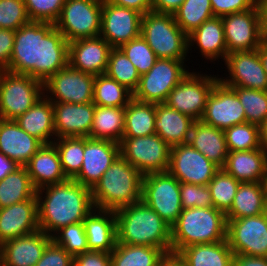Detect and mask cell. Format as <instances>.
Wrapping results in <instances>:
<instances>
[{"mask_svg":"<svg viewBox=\"0 0 267 266\" xmlns=\"http://www.w3.org/2000/svg\"><path fill=\"white\" fill-rule=\"evenodd\" d=\"M69 42L54 23L30 21L15 31L13 51L5 69L28 74L43 83L68 65Z\"/></svg>","mask_w":267,"mask_h":266,"instance_id":"6da1fadb","label":"cell"},{"mask_svg":"<svg viewBox=\"0 0 267 266\" xmlns=\"http://www.w3.org/2000/svg\"><path fill=\"white\" fill-rule=\"evenodd\" d=\"M45 190L43 200L40 195ZM36 197L39 230L50 237L63 227L83 222L95 209L91 189L74 179L43 186L37 189Z\"/></svg>","mask_w":267,"mask_h":266,"instance_id":"7a4b0ae2","label":"cell"},{"mask_svg":"<svg viewBox=\"0 0 267 266\" xmlns=\"http://www.w3.org/2000/svg\"><path fill=\"white\" fill-rule=\"evenodd\" d=\"M117 242L154 246L171 254V226L143 200L115 211Z\"/></svg>","mask_w":267,"mask_h":266,"instance_id":"3957f363","label":"cell"},{"mask_svg":"<svg viewBox=\"0 0 267 266\" xmlns=\"http://www.w3.org/2000/svg\"><path fill=\"white\" fill-rule=\"evenodd\" d=\"M143 175L121 155L91 189L94 207L116 211L142 199Z\"/></svg>","mask_w":267,"mask_h":266,"instance_id":"277c9868","label":"cell"},{"mask_svg":"<svg viewBox=\"0 0 267 266\" xmlns=\"http://www.w3.org/2000/svg\"><path fill=\"white\" fill-rule=\"evenodd\" d=\"M227 239L226 214L214 207L183 209L171 226V254L195 245Z\"/></svg>","mask_w":267,"mask_h":266,"instance_id":"5b68a950","label":"cell"},{"mask_svg":"<svg viewBox=\"0 0 267 266\" xmlns=\"http://www.w3.org/2000/svg\"><path fill=\"white\" fill-rule=\"evenodd\" d=\"M141 36L157 59H186L188 36L178 26L174 15L147 12L142 17Z\"/></svg>","mask_w":267,"mask_h":266,"instance_id":"8992f818","label":"cell"},{"mask_svg":"<svg viewBox=\"0 0 267 266\" xmlns=\"http://www.w3.org/2000/svg\"><path fill=\"white\" fill-rule=\"evenodd\" d=\"M43 93L42 81L28 74L0 70V119H17L29 110Z\"/></svg>","mask_w":267,"mask_h":266,"instance_id":"52a82bcc","label":"cell"},{"mask_svg":"<svg viewBox=\"0 0 267 266\" xmlns=\"http://www.w3.org/2000/svg\"><path fill=\"white\" fill-rule=\"evenodd\" d=\"M119 146L120 155L143 176L168 171L171 146L158 134L123 137Z\"/></svg>","mask_w":267,"mask_h":266,"instance_id":"ba28073f","label":"cell"},{"mask_svg":"<svg viewBox=\"0 0 267 266\" xmlns=\"http://www.w3.org/2000/svg\"><path fill=\"white\" fill-rule=\"evenodd\" d=\"M103 0H66L54 26L71 42L100 36Z\"/></svg>","mask_w":267,"mask_h":266,"instance_id":"9c48e42d","label":"cell"},{"mask_svg":"<svg viewBox=\"0 0 267 266\" xmlns=\"http://www.w3.org/2000/svg\"><path fill=\"white\" fill-rule=\"evenodd\" d=\"M141 200L172 226L183 210L180 181L168 171L144 175Z\"/></svg>","mask_w":267,"mask_h":266,"instance_id":"30bf717a","label":"cell"},{"mask_svg":"<svg viewBox=\"0 0 267 266\" xmlns=\"http://www.w3.org/2000/svg\"><path fill=\"white\" fill-rule=\"evenodd\" d=\"M184 60L157 59L154 66L140 76L133 98L148 103H165L171 90L188 74Z\"/></svg>","mask_w":267,"mask_h":266,"instance_id":"8fae6325","label":"cell"},{"mask_svg":"<svg viewBox=\"0 0 267 266\" xmlns=\"http://www.w3.org/2000/svg\"><path fill=\"white\" fill-rule=\"evenodd\" d=\"M218 80L219 78L216 76L212 77L206 74L203 76L188 72L171 90L165 103L195 121L200 120L205 111L207 99Z\"/></svg>","mask_w":267,"mask_h":266,"instance_id":"7c38bea8","label":"cell"},{"mask_svg":"<svg viewBox=\"0 0 267 266\" xmlns=\"http://www.w3.org/2000/svg\"><path fill=\"white\" fill-rule=\"evenodd\" d=\"M227 220V241L234 254L267 257V212Z\"/></svg>","mask_w":267,"mask_h":266,"instance_id":"4fadbf2b","label":"cell"},{"mask_svg":"<svg viewBox=\"0 0 267 266\" xmlns=\"http://www.w3.org/2000/svg\"><path fill=\"white\" fill-rule=\"evenodd\" d=\"M94 80L95 75L74 69L68 64L43 83V90L51 93L50 97L45 96L51 102L90 103L93 102Z\"/></svg>","mask_w":267,"mask_h":266,"instance_id":"5bb4252c","label":"cell"},{"mask_svg":"<svg viewBox=\"0 0 267 266\" xmlns=\"http://www.w3.org/2000/svg\"><path fill=\"white\" fill-rule=\"evenodd\" d=\"M224 26L227 54L257 50L265 40L261 31L257 4L249 10L221 17Z\"/></svg>","mask_w":267,"mask_h":266,"instance_id":"9a60e30c","label":"cell"},{"mask_svg":"<svg viewBox=\"0 0 267 266\" xmlns=\"http://www.w3.org/2000/svg\"><path fill=\"white\" fill-rule=\"evenodd\" d=\"M219 169L189 143L171 147L168 172L180 182L208 185Z\"/></svg>","mask_w":267,"mask_h":266,"instance_id":"2e32d148","label":"cell"},{"mask_svg":"<svg viewBox=\"0 0 267 266\" xmlns=\"http://www.w3.org/2000/svg\"><path fill=\"white\" fill-rule=\"evenodd\" d=\"M142 17L136 10L103 0L100 36L112 48H119L141 35Z\"/></svg>","mask_w":267,"mask_h":266,"instance_id":"e0dca14e","label":"cell"},{"mask_svg":"<svg viewBox=\"0 0 267 266\" xmlns=\"http://www.w3.org/2000/svg\"><path fill=\"white\" fill-rule=\"evenodd\" d=\"M200 120L225 130L234 125L246 123V116L236 92L218 80L207 99L205 111Z\"/></svg>","mask_w":267,"mask_h":266,"instance_id":"ac0fdd59","label":"cell"},{"mask_svg":"<svg viewBox=\"0 0 267 266\" xmlns=\"http://www.w3.org/2000/svg\"><path fill=\"white\" fill-rule=\"evenodd\" d=\"M230 79L219 80L228 87H242L267 91V75L258 50L236 51L225 59Z\"/></svg>","mask_w":267,"mask_h":266,"instance_id":"d6986e66","label":"cell"},{"mask_svg":"<svg viewBox=\"0 0 267 266\" xmlns=\"http://www.w3.org/2000/svg\"><path fill=\"white\" fill-rule=\"evenodd\" d=\"M119 155L118 143L85 137L82 168L73 179L92 189Z\"/></svg>","mask_w":267,"mask_h":266,"instance_id":"ffe728a7","label":"cell"},{"mask_svg":"<svg viewBox=\"0 0 267 266\" xmlns=\"http://www.w3.org/2000/svg\"><path fill=\"white\" fill-rule=\"evenodd\" d=\"M112 49L101 36L73 40L69 42L68 64L85 73L105 74Z\"/></svg>","mask_w":267,"mask_h":266,"instance_id":"44dd1931","label":"cell"},{"mask_svg":"<svg viewBox=\"0 0 267 266\" xmlns=\"http://www.w3.org/2000/svg\"><path fill=\"white\" fill-rule=\"evenodd\" d=\"M55 137H89L93 125L95 104L93 102H52Z\"/></svg>","mask_w":267,"mask_h":266,"instance_id":"7402d4cb","label":"cell"},{"mask_svg":"<svg viewBox=\"0 0 267 266\" xmlns=\"http://www.w3.org/2000/svg\"><path fill=\"white\" fill-rule=\"evenodd\" d=\"M39 230L37 197L0 208V245Z\"/></svg>","mask_w":267,"mask_h":266,"instance_id":"603a6c76","label":"cell"},{"mask_svg":"<svg viewBox=\"0 0 267 266\" xmlns=\"http://www.w3.org/2000/svg\"><path fill=\"white\" fill-rule=\"evenodd\" d=\"M51 240L52 237L38 230L4 242L0 245V266H35Z\"/></svg>","mask_w":267,"mask_h":266,"instance_id":"cb8c5ba5","label":"cell"},{"mask_svg":"<svg viewBox=\"0 0 267 266\" xmlns=\"http://www.w3.org/2000/svg\"><path fill=\"white\" fill-rule=\"evenodd\" d=\"M43 143L24 131L15 120L0 119V152L25 166Z\"/></svg>","mask_w":267,"mask_h":266,"instance_id":"d4e9b609","label":"cell"},{"mask_svg":"<svg viewBox=\"0 0 267 266\" xmlns=\"http://www.w3.org/2000/svg\"><path fill=\"white\" fill-rule=\"evenodd\" d=\"M223 169L241 183L267 182V156L261 148L228 151Z\"/></svg>","mask_w":267,"mask_h":266,"instance_id":"484cf974","label":"cell"},{"mask_svg":"<svg viewBox=\"0 0 267 266\" xmlns=\"http://www.w3.org/2000/svg\"><path fill=\"white\" fill-rule=\"evenodd\" d=\"M83 224L89 251L111 253L114 250L117 242L115 211L95 208L85 217Z\"/></svg>","mask_w":267,"mask_h":266,"instance_id":"4316f807","label":"cell"},{"mask_svg":"<svg viewBox=\"0 0 267 266\" xmlns=\"http://www.w3.org/2000/svg\"><path fill=\"white\" fill-rule=\"evenodd\" d=\"M25 167L36 189L68 179L62 170L60 157L53 143L43 144Z\"/></svg>","mask_w":267,"mask_h":266,"instance_id":"83f0119b","label":"cell"},{"mask_svg":"<svg viewBox=\"0 0 267 266\" xmlns=\"http://www.w3.org/2000/svg\"><path fill=\"white\" fill-rule=\"evenodd\" d=\"M155 132L171 147L187 144L192 125L191 117L172 109L166 103L155 104Z\"/></svg>","mask_w":267,"mask_h":266,"instance_id":"f1b7e54d","label":"cell"},{"mask_svg":"<svg viewBox=\"0 0 267 266\" xmlns=\"http://www.w3.org/2000/svg\"><path fill=\"white\" fill-rule=\"evenodd\" d=\"M188 143L219 168L224 167L228 155L224 130L197 120L192 125Z\"/></svg>","mask_w":267,"mask_h":266,"instance_id":"f546056e","label":"cell"},{"mask_svg":"<svg viewBox=\"0 0 267 266\" xmlns=\"http://www.w3.org/2000/svg\"><path fill=\"white\" fill-rule=\"evenodd\" d=\"M267 212V182L240 183L226 219H239Z\"/></svg>","mask_w":267,"mask_h":266,"instance_id":"4dcf8cb0","label":"cell"},{"mask_svg":"<svg viewBox=\"0 0 267 266\" xmlns=\"http://www.w3.org/2000/svg\"><path fill=\"white\" fill-rule=\"evenodd\" d=\"M44 95L25 113L15 119L16 123L29 135L43 144L53 143L51 136L55 135L54 111L52 102Z\"/></svg>","mask_w":267,"mask_h":266,"instance_id":"1f68e13d","label":"cell"},{"mask_svg":"<svg viewBox=\"0 0 267 266\" xmlns=\"http://www.w3.org/2000/svg\"><path fill=\"white\" fill-rule=\"evenodd\" d=\"M194 42L205 58L218 60V57L221 56L225 61L227 47L221 17L214 16L204 21L197 29L189 34L188 47H191Z\"/></svg>","mask_w":267,"mask_h":266,"instance_id":"d6a6232c","label":"cell"},{"mask_svg":"<svg viewBox=\"0 0 267 266\" xmlns=\"http://www.w3.org/2000/svg\"><path fill=\"white\" fill-rule=\"evenodd\" d=\"M176 256L186 266H232L234 253L226 239L215 243L185 247Z\"/></svg>","mask_w":267,"mask_h":266,"instance_id":"836d02e7","label":"cell"},{"mask_svg":"<svg viewBox=\"0 0 267 266\" xmlns=\"http://www.w3.org/2000/svg\"><path fill=\"white\" fill-rule=\"evenodd\" d=\"M125 125V107L95 105L89 138L120 143Z\"/></svg>","mask_w":267,"mask_h":266,"instance_id":"e575fe53","label":"cell"},{"mask_svg":"<svg viewBox=\"0 0 267 266\" xmlns=\"http://www.w3.org/2000/svg\"><path fill=\"white\" fill-rule=\"evenodd\" d=\"M155 103L138 101L134 98L125 107L123 137H140L155 134Z\"/></svg>","mask_w":267,"mask_h":266,"instance_id":"d590c367","label":"cell"},{"mask_svg":"<svg viewBox=\"0 0 267 266\" xmlns=\"http://www.w3.org/2000/svg\"><path fill=\"white\" fill-rule=\"evenodd\" d=\"M36 192L27 168L19 166L0 181V208L30 200Z\"/></svg>","mask_w":267,"mask_h":266,"instance_id":"8d00e7d4","label":"cell"},{"mask_svg":"<svg viewBox=\"0 0 267 266\" xmlns=\"http://www.w3.org/2000/svg\"><path fill=\"white\" fill-rule=\"evenodd\" d=\"M167 254L154 246L116 243L111 266H156Z\"/></svg>","mask_w":267,"mask_h":266,"instance_id":"74e56055","label":"cell"},{"mask_svg":"<svg viewBox=\"0 0 267 266\" xmlns=\"http://www.w3.org/2000/svg\"><path fill=\"white\" fill-rule=\"evenodd\" d=\"M133 93L106 73L95 75L93 103L100 106L126 107Z\"/></svg>","mask_w":267,"mask_h":266,"instance_id":"f35d334b","label":"cell"},{"mask_svg":"<svg viewBox=\"0 0 267 266\" xmlns=\"http://www.w3.org/2000/svg\"><path fill=\"white\" fill-rule=\"evenodd\" d=\"M173 15L176 23L187 36L204 21L214 17L210 0H184Z\"/></svg>","mask_w":267,"mask_h":266,"instance_id":"ab89813d","label":"cell"},{"mask_svg":"<svg viewBox=\"0 0 267 266\" xmlns=\"http://www.w3.org/2000/svg\"><path fill=\"white\" fill-rule=\"evenodd\" d=\"M58 151L61 167L68 179H73L81 170L85 137H61L53 141Z\"/></svg>","mask_w":267,"mask_h":266,"instance_id":"60d3db41","label":"cell"},{"mask_svg":"<svg viewBox=\"0 0 267 266\" xmlns=\"http://www.w3.org/2000/svg\"><path fill=\"white\" fill-rule=\"evenodd\" d=\"M240 183L223 168H220L208 183L213 207L226 213L231 208Z\"/></svg>","mask_w":267,"mask_h":266,"instance_id":"b9f144b4","label":"cell"},{"mask_svg":"<svg viewBox=\"0 0 267 266\" xmlns=\"http://www.w3.org/2000/svg\"><path fill=\"white\" fill-rule=\"evenodd\" d=\"M106 74L119 84L125 86L132 93L138 87L140 74L119 48L111 50Z\"/></svg>","mask_w":267,"mask_h":266,"instance_id":"7bdbcfd3","label":"cell"},{"mask_svg":"<svg viewBox=\"0 0 267 266\" xmlns=\"http://www.w3.org/2000/svg\"><path fill=\"white\" fill-rule=\"evenodd\" d=\"M244 107L246 122L259 126L267 118V91L231 87Z\"/></svg>","mask_w":267,"mask_h":266,"instance_id":"ee69618b","label":"cell"},{"mask_svg":"<svg viewBox=\"0 0 267 266\" xmlns=\"http://www.w3.org/2000/svg\"><path fill=\"white\" fill-rule=\"evenodd\" d=\"M228 151L260 148L259 126L249 122L234 125L224 130Z\"/></svg>","mask_w":267,"mask_h":266,"instance_id":"f6af8a7d","label":"cell"},{"mask_svg":"<svg viewBox=\"0 0 267 266\" xmlns=\"http://www.w3.org/2000/svg\"><path fill=\"white\" fill-rule=\"evenodd\" d=\"M119 49L136 67L140 76L147 73L157 60L155 53L141 35L122 44Z\"/></svg>","mask_w":267,"mask_h":266,"instance_id":"bcb514c9","label":"cell"},{"mask_svg":"<svg viewBox=\"0 0 267 266\" xmlns=\"http://www.w3.org/2000/svg\"><path fill=\"white\" fill-rule=\"evenodd\" d=\"M57 232L56 236H52V240L57 245L62 246L73 257L89 251L83 222L70 224Z\"/></svg>","mask_w":267,"mask_h":266,"instance_id":"7dc6e473","label":"cell"},{"mask_svg":"<svg viewBox=\"0 0 267 266\" xmlns=\"http://www.w3.org/2000/svg\"><path fill=\"white\" fill-rule=\"evenodd\" d=\"M30 21L55 23L66 0H24Z\"/></svg>","mask_w":267,"mask_h":266,"instance_id":"c3c4849f","label":"cell"},{"mask_svg":"<svg viewBox=\"0 0 267 266\" xmlns=\"http://www.w3.org/2000/svg\"><path fill=\"white\" fill-rule=\"evenodd\" d=\"M30 22L24 0H0V28L17 30Z\"/></svg>","mask_w":267,"mask_h":266,"instance_id":"681fc988","label":"cell"},{"mask_svg":"<svg viewBox=\"0 0 267 266\" xmlns=\"http://www.w3.org/2000/svg\"><path fill=\"white\" fill-rule=\"evenodd\" d=\"M182 209L213 207L208 185H197L180 182Z\"/></svg>","mask_w":267,"mask_h":266,"instance_id":"f907efd6","label":"cell"},{"mask_svg":"<svg viewBox=\"0 0 267 266\" xmlns=\"http://www.w3.org/2000/svg\"><path fill=\"white\" fill-rule=\"evenodd\" d=\"M35 266H74V257L51 240Z\"/></svg>","mask_w":267,"mask_h":266,"instance_id":"816d5d0a","label":"cell"},{"mask_svg":"<svg viewBox=\"0 0 267 266\" xmlns=\"http://www.w3.org/2000/svg\"><path fill=\"white\" fill-rule=\"evenodd\" d=\"M214 16L223 17L252 9L257 0H210Z\"/></svg>","mask_w":267,"mask_h":266,"instance_id":"f5cc1de1","label":"cell"},{"mask_svg":"<svg viewBox=\"0 0 267 266\" xmlns=\"http://www.w3.org/2000/svg\"><path fill=\"white\" fill-rule=\"evenodd\" d=\"M74 266H111V253L87 251L74 257Z\"/></svg>","mask_w":267,"mask_h":266,"instance_id":"db71d44e","label":"cell"},{"mask_svg":"<svg viewBox=\"0 0 267 266\" xmlns=\"http://www.w3.org/2000/svg\"><path fill=\"white\" fill-rule=\"evenodd\" d=\"M15 38V30L0 28V70H5L11 59Z\"/></svg>","mask_w":267,"mask_h":266,"instance_id":"11a10c76","label":"cell"},{"mask_svg":"<svg viewBox=\"0 0 267 266\" xmlns=\"http://www.w3.org/2000/svg\"><path fill=\"white\" fill-rule=\"evenodd\" d=\"M108 2L138 11L142 15L152 11V0H107Z\"/></svg>","mask_w":267,"mask_h":266,"instance_id":"9f6ffc18","label":"cell"},{"mask_svg":"<svg viewBox=\"0 0 267 266\" xmlns=\"http://www.w3.org/2000/svg\"><path fill=\"white\" fill-rule=\"evenodd\" d=\"M184 0H152V11L165 14H174Z\"/></svg>","mask_w":267,"mask_h":266,"instance_id":"6f0895ef","label":"cell"},{"mask_svg":"<svg viewBox=\"0 0 267 266\" xmlns=\"http://www.w3.org/2000/svg\"><path fill=\"white\" fill-rule=\"evenodd\" d=\"M232 266H267V257L234 254Z\"/></svg>","mask_w":267,"mask_h":266,"instance_id":"680465c9","label":"cell"},{"mask_svg":"<svg viewBox=\"0 0 267 266\" xmlns=\"http://www.w3.org/2000/svg\"><path fill=\"white\" fill-rule=\"evenodd\" d=\"M18 167L19 165L15 161L9 159L0 152V181Z\"/></svg>","mask_w":267,"mask_h":266,"instance_id":"91938a15","label":"cell"},{"mask_svg":"<svg viewBox=\"0 0 267 266\" xmlns=\"http://www.w3.org/2000/svg\"><path fill=\"white\" fill-rule=\"evenodd\" d=\"M257 6L260 13L261 31L267 39V0H257Z\"/></svg>","mask_w":267,"mask_h":266,"instance_id":"94428289","label":"cell"},{"mask_svg":"<svg viewBox=\"0 0 267 266\" xmlns=\"http://www.w3.org/2000/svg\"><path fill=\"white\" fill-rule=\"evenodd\" d=\"M260 148L267 156V118L259 125Z\"/></svg>","mask_w":267,"mask_h":266,"instance_id":"6125c7cd","label":"cell"},{"mask_svg":"<svg viewBox=\"0 0 267 266\" xmlns=\"http://www.w3.org/2000/svg\"><path fill=\"white\" fill-rule=\"evenodd\" d=\"M260 55V59L263 65V68L265 70V73L267 75V39H265L259 48L257 49Z\"/></svg>","mask_w":267,"mask_h":266,"instance_id":"be15d7a7","label":"cell"},{"mask_svg":"<svg viewBox=\"0 0 267 266\" xmlns=\"http://www.w3.org/2000/svg\"><path fill=\"white\" fill-rule=\"evenodd\" d=\"M166 266H186L176 255H166Z\"/></svg>","mask_w":267,"mask_h":266,"instance_id":"e7e4bbea","label":"cell"},{"mask_svg":"<svg viewBox=\"0 0 267 266\" xmlns=\"http://www.w3.org/2000/svg\"><path fill=\"white\" fill-rule=\"evenodd\" d=\"M156 266H166V256Z\"/></svg>","mask_w":267,"mask_h":266,"instance_id":"03108f58","label":"cell"}]
</instances>
